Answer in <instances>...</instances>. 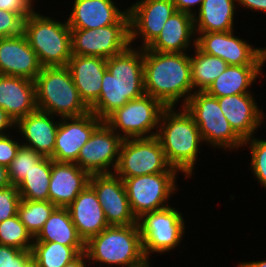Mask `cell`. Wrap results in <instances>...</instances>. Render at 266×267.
Returning <instances> with one entry per match:
<instances>
[{"mask_svg": "<svg viewBox=\"0 0 266 267\" xmlns=\"http://www.w3.org/2000/svg\"><path fill=\"white\" fill-rule=\"evenodd\" d=\"M166 108L158 99L144 94L117 108L103 121L122 139L150 138L157 135L160 118Z\"/></svg>", "mask_w": 266, "mask_h": 267, "instance_id": "ba28073f", "label": "cell"}, {"mask_svg": "<svg viewBox=\"0 0 266 267\" xmlns=\"http://www.w3.org/2000/svg\"><path fill=\"white\" fill-rule=\"evenodd\" d=\"M143 253L150 262V253H166L178 247L185 235L182 213L171 206L144 213L137 219ZM150 259V260H149Z\"/></svg>", "mask_w": 266, "mask_h": 267, "instance_id": "9c48e42d", "label": "cell"}, {"mask_svg": "<svg viewBox=\"0 0 266 267\" xmlns=\"http://www.w3.org/2000/svg\"><path fill=\"white\" fill-rule=\"evenodd\" d=\"M63 22L38 11L24 20L23 33L42 67L67 66L72 57L71 30Z\"/></svg>", "mask_w": 266, "mask_h": 267, "instance_id": "8992f818", "label": "cell"}, {"mask_svg": "<svg viewBox=\"0 0 266 267\" xmlns=\"http://www.w3.org/2000/svg\"><path fill=\"white\" fill-rule=\"evenodd\" d=\"M24 19L16 13L0 10V38L23 34Z\"/></svg>", "mask_w": 266, "mask_h": 267, "instance_id": "74e56055", "label": "cell"}, {"mask_svg": "<svg viewBox=\"0 0 266 267\" xmlns=\"http://www.w3.org/2000/svg\"><path fill=\"white\" fill-rule=\"evenodd\" d=\"M16 123L12 120V118L2 109L0 108V135H5L7 133L6 130L14 128L15 131ZM4 131V132H3Z\"/></svg>", "mask_w": 266, "mask_h": 267, "instance_id": "ee69618b", "label": "cell"}, {"mask_svg": "<svg viewBox=\"0 0 266 267\" xmlns=\"http://www.w3.org/2000/svg\"><path fill=\"white\" fill-rule=\"evenodd\" d=\"M85 252V246H65L56 242H34L31 253L39 267H64Z\"/></svg>", "mask_w": 266, "mask_h": 267, "instance_id": "1f68e13d", "label": "cell"}, {"mask_svg": "<svg viewBox=\"0 0 266 267\" xmlns=\"http://www.w3.org/2000/svg\"><path fill=\"white\" fill-rule=\"evenodd\" d=\"M60 119L52 160L75 163L82 146L103 120L92 112L80 117Z\"/></svg>", "mask_w": 266, "mask_h": 267, "instance_id": "e0dca14e", "label": "cell"}, {"mask_svg": "<svg viewBox=\"0 0 266 267\" xmlns=\"http://www.w3.org/2000/svg\"><path fill=\"white\" fill-rule=\"evenodd\" d=\"M34 237L20 221L18 215L0 222V245L31 250Z\"/></svg>", "mask_w": 266, "mask_h": 267, "instance_id": "836d02e7", "label": "cell"}, {"mask_svg": "<svg viewBox=\"0 0 266 267\" xmlns=\"http://www.w3.org/2000/svg\"><path fill=\"white\" fill-rule=\"evenodd\" d=\"M106 66L99 99L90 108V112L102 120L128 101L146 94L142 48L130 45L123 52L106 59Z\"/></svg>", "mask_w": 266, "mask_h": 267, "instance_id": "6da1fadb", "label": "cell"}, {"mask_svg": "<svg viewBox=\"0 0 266 267\" xmlns=\"http://www.w3.org/2000/svg\"><path fill=\"white\" fill-rule=\"evenodd\" d=\"M194 36L196 37L193 16L176 11L164 23L160 34L147 49L162 53H185L189 46H196Z\"/></svg>", "mask_w": 266, "mask_h": 267, "instance_id": "484cf974", "label": "cell"}, {"mask_svg": "<svg viewBox=\"0 0 266 267\" xmlns=\"http://www.w3.org/2000/svg\"><path fill=\"white\" fill-rule=\"evenodd\" d=\"M162 53L143 49L144 88L147 95L166 107H175L182 98L183 107L194 93L190 54Z\"/></svg>", "mask_w": 266, "mask_h": 267, "instance_id": "7a4b0ae2", "label": "cell"}, {"mask_svg": "<svg viewBox=\"0 0 266 267\" xmlns=\"http://www.w3.org/2000/svg\"><path fill=\"white\" fill-rule=\"evenodd\" d=\"M237 3L252 11L266 13V0H237Z\"/></svg>", "mask_w": 266, "mask_h": 267, "instance_id": "7bdbcfd3", "label": "cell"}, {"mask_svg": "<svg viewBox=\"0 0 266 267\" xmlns=\"http://www.w3.org/2000/svg\"><path fill=\"white\" fill-rule=\"evenodd\" d=\"M238 267H266V259L260 261L241 262Z\"/></svg>", "mask_w": 266, "mask_h": 267, "instance_id": "7dc6e473", "label": "cell"}, {"mask_svg": "<svg viewBox=\"0 0 266 267\" xmlns=\"http://www.w3.org/2000/svg\"><path fill=\"white\" fill-rule=\"evenodd\" d=\"M253 94H236L218 99L219 106L234 132L243 140L252 138L264 120Z\"/></svg>", "mask_w": 266, "mask_h": 267, "instance_id": "ffe728a7", "label": "cell"}, {"mask_svg": "<svg viewBox=\"0 0 266 267\" xmlns=\"http://www.w3.org/2000/svg\"><path fill=\"white\" fill-rule=\"evenodd\" d=\"M177 173L162 172L121 178L125 185L131 211L136 219L144 213L169 207L167 202L177 189L175 184Z\"/></svg>", "mask_w": 266, "mask_h": 267, "instance_id": "8fae6325", "label": "cell"}, {"mask_svg": "<svg viewBox=\"0 0 266 267\" xmlns=\"http://www.w3.org/2000/svg\"><path fill=\"white\" fill-rule=\"evenodd\" d=\"M262 66L264 65H228L205 92L216 98L251 94L248 89L261 75Z\"/></svg>", "mask_w": 266, "mask_h": 267, "instance_id": "4316f807", "label": "cell"}, {"mask_svg": "<svg viewBox=\"0 0 266 267\" xmlns=\"http://www.w3.org/2000/svg\"><path fill=\"white\" fill-rule=\"evenodd\" d=\"M21 197L16 185L0 189V222L17 215Z\"/></svg>", "mask_w": 266, "mask_h": 267, "instance_id": "8d00e7d4", "label": "cell"}, {"mask_svg": "<svg viewBox=\"0 0 266 267\" xmlns=\"http://www.w3.org/2000/svg\"><path fill=\"white\" fill-rule=\"evenodd\" d=\"M42 65L25 36L0 38V74L35 80Z\"/></svg>", "mask_w": 266, "mask_h": 267, "instance_id": "d6986e66", "label": "cell"}, {"mask_svg": "<svg viewBox=\"0 0 266 267\" xmlns=\"http://www.w3.org/2000/svg\"><path fill=\"white\" fill-rule=\"evenodd\" d=\"M10 134L0 135V165L8 167L16 157L22 142L15 141Z\"/></svg>", "mask_w": 266, "mask_h": 267, "instance_id": "ab89813d", "label": "cell"}, {"mask_svg": "<svg viewBox=\"0 0 266 267\" xmlns=\"http://www.w3.org/2000/svg\"><path fill=\"white\" fill-rule=\"evenodd\" d=\"M171 1L175 5L176 11L189 13L192 16L195 14V11H193V8L198 6L199 7L198 10H199L201 7V4L203 3V0H171Z\"/></svg>", "mask_w": 266, "mask_h": 267, "instance_id": "b9f144b4", "label": "cell"}, {"mask_svg": "<svg viewBox=\"0 0 266 267\" xmlns=\"http://www.w3.org/2000/svg\"><path fill=\"white\" fill-rule=\"evenodd\" d=\"M144 267H151L150 262L147 263Z\"/></svg>", "mask_w": 266, "mask_h": 267, "instance_id": "681fc988", "label": "cell"}, {"mask_svg": "<svg viewBox=\"0 0 266 267\" xmlns=\"http://www.w3.org/2000/svg\"><path fill=\"white\" fill-rule=\"evenodd\" d=\"M196 47L203 53L217 56L228 65H265L266 47L254 48L234 36V31L195 33Z\"/></svg>", "mask_w": 266, "mask_h": 267, "instance_id": "4fadbf2b", "label": "cell"}, {"mask_svg": "<svg viewBox=\"0 0 266 267\" xmlns=\"http://www.w3.org/2000/svg\"><path fill=\"white\" fill-rule=\"evenodd\" d=\"M90 263L108 264V267H144L149 261L142 248L138 224L110 225L85 243Z\"/></svg>", "mask_w": 266, "mask_h": 267, "instance_id": "277c9868", "label": "cell"}, {"mask_svg": "<svg viewBox=\"0 0 266 267\" xmlns=\"http://www.w3.org/2000/svg\"><path fill=\"white\" fill-rule=\"evenodd\" d=\"M31 255V250H20L11 246L0 245V267H22V264Z\"/></svg>", "mask_w": 266, "mask_h": 267, "instance_id": "f35d334b", "label": "cell"}, {"mask_svg": "<svg viewBox=\"0 0 266 267\" xmlns=\"http://www.w3.org/2000/svg\"><path fill=\"white\" fill-rule=\"evenodd\" d=\"M243 145H249L251 154L250 169L257 178L259 184L266 188V140L249 138Z\"/></svg>", "mask_w": 266, "mask_h": 267, "instance_id": "d590c367", "label": "cell"}, {"mask_svg": "<svg viewBox=\"0 0 266 267\" xmlns=\"http://www.w3.org/2000/svg\"><path fill=\"white\" fill-rule=\"evenodd\" d=\"M176 12L171 0H137L128 7L130 44L142 38L140 48H147L160 34L164 23ZM141 36V37H140Z\"/></svg>", "mask_w": 266, "mask_h": 267, "instance_id": "9a60e30c", "label": "cell"}, {"mask_svg": "<svg viewBox=\"0 0 266 267\" xmlns=\"http://www.w3.org/2000/svg\"><path fill=\"white\" fill-rule=\"evenodd\" d=\"M167 107L161 115L156 137L159 139L168 164L182 172L185 178L193 175L203 140L193 117L184 107Z\"/></svg>", "mask_w": 266, "mask_h": 267, "instance_id": "3957f363", "label": "cell"}, {"mask_svg": "<svg viewBox=\"0 0 266 267\" xmlns=\"http://www.w3.org/2000/svg\"><path fill=\"white\" fill-rule=\"evenodd\" d=\"M56 206L48 201L21 199L18 217L30 234L35 237Z\"/></svg>", "mask_w": 266, "mask_h": 267, "instance_id": "d6a6232c", "label": "cell"}, {"mask_svg": "<svg viewBox=\"0 0 266 267\" xmlns=\"http://www.w3.org/2000/svg\"><path fill=\"white\" fill-rule=\"evenodd\" d=\"M0 108L16 123L37 110L33 80L0 74Z\"/></svg>", "mask_w": 266, "mask_h": 267, "instance_id": "cb8c5ba5", "label": "cell"}, {"mask_svg": "<svg viewBox=\"0 0 266 267\" xmlns=\"http://www.w3.org/2000/svg\"><path fill=\"white\" fill-rule=\"evenodd\" d=\"M194 48L195 55L190 56L193 90L205 92L212 82L225 71L228 64L217 56L203 53L196 46Z\"/></svg>", "mask_w": 266, "mask_h": 267, "instance_id": "f546056e", "label": "cell"}, {"mask_svg": "<svg viewBox=\"0 0 266 267\" xmlns=\"http://www.w3.org/2000/svg\"><path fill=\"white\" fill-rule=\"evenodd\" d=\"M34 0H0V10L19 14L24 20L32 14Z\"/></svg>", "mask_w": 266, "mask_h": 267, "instance_id": "60d3db41", "label": "cell"}, {"mask_svg": "<svg viewBox=\"0 0 266 267\" xmlns=\"http://www.w3.org/2000/svg\"><path fill=\"white\" fill-rule=\"evenodd\" d=\"M91 175L75 163L56 162L51 159L49 201L56 207H68L84 190Z\"/></svg>", "mask_w": 266, "mask_h": 267, "instance_id": "44dd1931", "label": "cell"}, {"mask_svg": "<svg viewBox=\"0 0 266 267\" xmlns=\"http://www.w3.org/2000/svg\"><path fill=\"white\" fill-rule=\"evenodd\" d=\"M37 109L60 118L90 112L82 101L67 66L42 67L34 80Z\"/></svg>", "mask_w": 266, "mask_h": 267, "instance_id": "5b68a950", "label": "cell"}, {"mask_svg": "<svg viewBox=\"0 0 266 267\" xmlns=\"http://www.w3.org/2000/svg\"><path fill=\"white\" fill-rule=\"evenodd\" d=\"M237 0H203L193 15L195 33L234 31Z\"/></svg>", "mask_w": 266, "mask_h": 267, "instance_id": "83f0119b", "label": "cell"}, {"mask_svg": "<svg viewBox=\"0 0 266 267\" xmlns=\"http://www.w3.org/2000/svg\"><path fill=\"white\" fill-rule=\"evenodd\" d=\"M52 116L50 113L37 109L35 112L18 120L15 125L20 135L23 136L22 138H24L22 139L24 140V143H21L22 145L33 149L43 157L51 159L60 122L53 120Z\"/></svg>", "mask_w": 266, "mask_h": 267, "instance_id": "603a6c76", "label": "cell"}, {"mask_svg": "<svg viewBox=\"0 0 266 267\" xmlns=\"http://www.w3.org/2000/svg\"><path fill=\"white\" fill-rule=\"evenodd\" d=\"M42 158L43 156L33 149L21 145L16 157L8 166V176L11 184L18 186L34 167V164H37Z\"/></svg>", "mask_w": 266, "mask_h": 267, "instance_id": "e575fe53", "label": "cell"}, {"mask_svg": "<svg viewBox=\"0 0 266 267\" xmlns=\"http://www.w3.org/2000/svg\"><path fill=\"white\" fill-rule=\"evenodd\" d=\"M51 158L43 157L17 186L21 199L49 200Z\"/></svg>", "mask_w": 266, "mask_h": 267, "instance_id": "4dcf8cb0", "label": "cell"}, {"mask_svg": "<svg viewBox=\"0 0 266 267\" xmlns=\"http://www.w3.org/2000/svg\"><path fill=\"white\" fill-rule=\"evenodd\" d=\"M122 141L103 121L82 146L75 164L90 175L114 173Z\"/></svg>", "mask_w": 266, "mask_h": 267, "instance_id": "5bb4252c", "label": "cell"}, {"mask_svg": "<svg viewBox=\"0 0 266 267\" xmlns=\"http://www.w3.org/2000/svg\"><path fill=\"white\" fill-rule=\"evenodd\" d=\"M67 67L82 101L90 109L100 96L102 78L107 70L106 59L72 55Z\"/></svg>", "mask_w": 266, "mask_h": 267, "instance_id": "7402d4cb", "label": "cell"}, {"mask_svg": "<svg viewBox=\"0 0 266 267\" xmlns=\"http://www.w3.org/2000/svg\"><path fill=\"white\" fill-rule=\"evenodd\" d=\"M11 185L9 176H8V167L0 165V189L5 188Z\"/></svg>", "mask_w": 266, "mask_h": 267, "instance_id": "f6af8a7d", "label": "cell"}, {"mask_svg": "<svg viewBox=\"0 0 266 267\" xmlns=\"http://www.w3.org/2000/svg\"><path fill=\"white\" fill-rule=\"evenodd\" d=\"M66 19L70 29H97L112 24H130L128 9L119 10L112 0H74Z\"/></svg>", "mask_w": 266, "mask_h": 267, "instance_id": "ac0fdd59", "label": "cell"}, {"mask_svg": "<svg viewBox=\"0 0 266 267\" xmlns=\"http://www.w3.org/2000/svg\"><path fill=\"white\" fill-rule=\"evenodd\" d=\"M89 185L96 192L109 225L137 224L119 176L115 173L91 175Z\"/></svg>", "mask_w": 266, "mask_h": 267, "instance_id": "2e32d148", "label": "cell"}, {"mask_svg": "<svg viewBox=\"0 0 266 267\" xmlns=\"http://www.w3.org/2000/svg\"><path fill=\"white\" fill-rule=\"evenodd\" d=\"M86 260H88L86 253H81L76 259L66 264L64 267H86Z\"/></svg>", "mask_w": 266, "mask_h": 267, "instance_id": "bcb514c9", "label": "cell"}, {"mask_svg": "<svg viewBox=\"0 0 266 267\" xmlns=\"http://www.w3.org/2000/svg\"><path fill=\"white\" fill-rule=\"evenodd\" d=\"M162 172L179 171L168 164L161 143L156 136L123 139L119 160L114 171L117 176L131 178Z\"/></svg>", "mask_w": 266, "mask_h": 267, "instance_id": "30bf717a", "label": "cell"}, {"mask_svg": "<svg viewBox=\"0 0 266 267\" xmlns=\"http://www.w3.org/2000/svg\"><path fill=\"white\" fill-rule=\"evenodd\" d=\"M183 107L193 117L207 145L224 150L244 146V141L234 132L222 113L216 97L206 92H194Z\"/></svg>", "mask_w": 266, "mask_h": 267, "instance_id": "52a82bcc", "label": "cell"}, {"mask_svg": "<svg viewBox=\"0 0 266 267\" xmlns=\"http://www.w3.org/2000/svg\"><path fill=\"white\" fill-rule=\"evenodd\" d=\"M79 236L86 243L110 226L94 189L88 185L67 207Z\"/></svg>", "mask_w": 266, "mask_h": 267, "instance_id": "d4e9b609", "label": "cell"}, {"mask_svg": "<svg viewBox=\"0 0 266 267\" xmlns=\"http://www.w3.org/2000/svg\"><path fill=\"white\" fill-rule=\"evenodd\" d=\"M34 242H56L65 246H85L72 222L67 207H56L39 233L34 237Z\"/></svg>", "mask_w": 266, "mask_h": 267, "instance_id": "f1b7e54d", "label": "cell"}, {"mask_svg": "<svg viewBox=\"0 0 266 267\" xmlns=\"http://www.w3.org/2000/svg\"><path fill=\"white\" fill-rule=\"evenodd\" d=\"M22 267H39L36 259L31 255L23 264Z\"/></svg>", "mask_w": 266, "mask_h": 267, "instance_id": "c3c4849f", "label": "cell"}, {"mask_svg": "<svg viewBox=\"0 0 266 267\" xmlns=\"http://www.w3.org/2000/svg\"><path fill=\"white\" fill-rule=\"evenodd\" d=\"M72 55L111 58L130 44V24H112L97 29H70Z\"/></svg>", "mask_w": 266, "mask_h": 267, "instance_id": "7c38bea8", "label": "cell"}]
</instances>
